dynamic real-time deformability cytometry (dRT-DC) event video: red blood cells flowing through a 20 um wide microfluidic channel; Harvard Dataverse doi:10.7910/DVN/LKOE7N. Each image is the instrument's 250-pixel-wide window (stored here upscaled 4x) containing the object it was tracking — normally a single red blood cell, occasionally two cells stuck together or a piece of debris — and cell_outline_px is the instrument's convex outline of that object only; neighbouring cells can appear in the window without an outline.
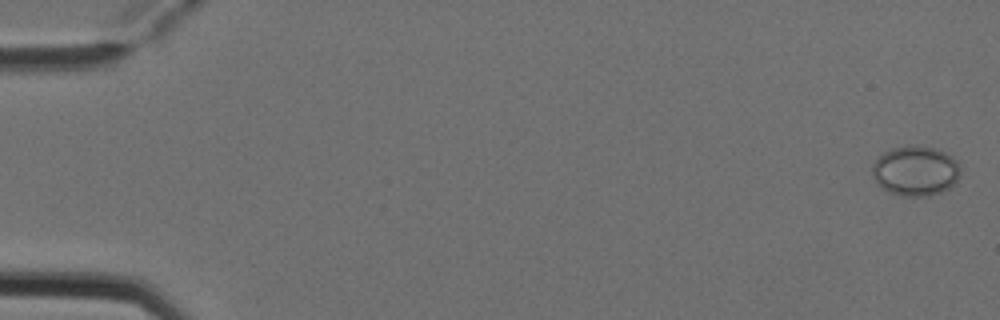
{"species": "Egyptian fruit bat (a non-hibernating species)", "species_latin": "Rousettus aegyptiacus", "temperature_condition": "cold", "stored_images_in_passage": 7, "camera_frame_rate_fps": 3000, "um_per_image_px": 0.085, "animal": {"sex": "female"}, "frame": {"image": 1, "passage_image": 1, "time_ms": 0.0, "image_size_px": [1000, 320], "cell_outline_px": [[960, 176], [948, 188], [940, 192], [928, 196], [904, 196], [888, 192], [876, 184], [872, 176], [872, 164], [884, 152], [892, 148], [908, 144], [912, 144], [936, 148], [952, 156], [960, 164]], "centroid_in_image_um": [77.8, 14.51], "position_along_channel_um": 7.2, "area_um2": 25.95}}
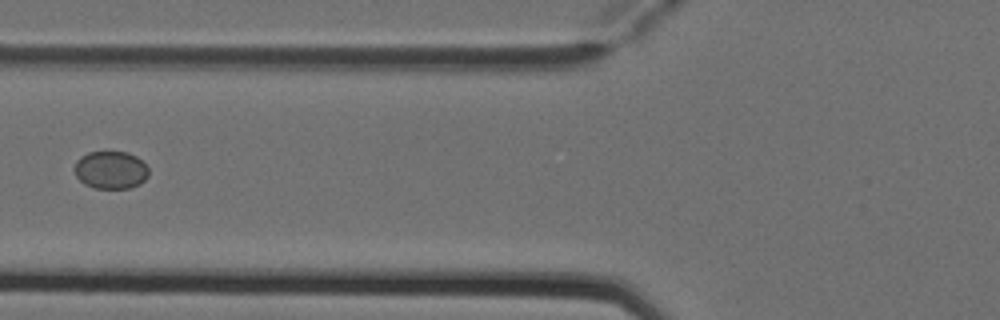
{"frame": {"image": 2, "passage_image": 6, "time_ms": 1.667, "image_size_px": [1000, 320], "cell_outline_px": [[148, 176], [140, 184], [128, 188], [96, 188], [84, 184], [76, 176], [76, 160], [80, 156], [88, 152], [128, 152], [136, 156], [148, 168]], "centroid_in_image_um": [9.41, 14.44], "position_along_channel_um": 116.4, "area_um2": 16.18}}
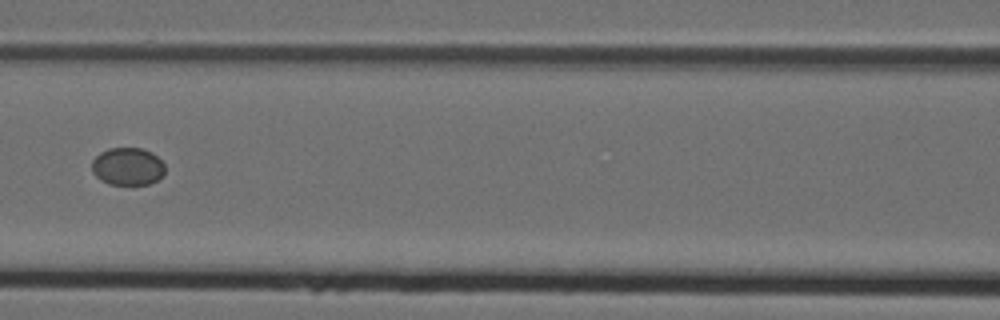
{"frame": {"image": 3, "passage_image": 7, "time_ms": 2.0, "image_size_px": [1000, 320], "cell_outline_px": [[164, 172], [156, 180], [148, 184], [108, 184], [100, 180], [92, 172], [92, 160], [100, 152], [108, 148], [140, 148], [152, 152], [164, 164]], "centroid_in_image_um": [10.81, 14.14], "position_along_channel_um": 155.8, "area_um2": 15.95}}